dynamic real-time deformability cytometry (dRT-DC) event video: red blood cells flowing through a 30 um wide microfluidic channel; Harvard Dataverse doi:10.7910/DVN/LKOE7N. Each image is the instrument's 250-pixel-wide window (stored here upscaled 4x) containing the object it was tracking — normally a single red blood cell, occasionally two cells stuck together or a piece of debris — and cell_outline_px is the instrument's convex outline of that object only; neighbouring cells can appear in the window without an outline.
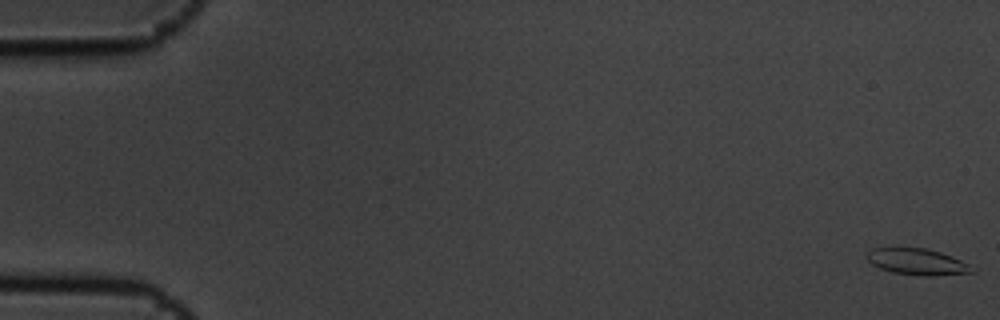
{"species": "common noctule bat (a hibernating species)", "species_latin": "Nyctalus noctula", "temperature_condition": "cold", "stored_images_in_passage": 5, "camera_frame_rate_fps": 3000, "um_per_image_px": 0.085, "animal": {"sex": "male", "body_mass_g": 19.5, "forearm_length_mm": 54.6}, "frame": {"image": 1, "passage_image": 1, "time_ms": 0.0, "image_size_px": [1000, 320], "cell_outline_px": [[976, 272], [932, 276], [924, 276], [892, 272], [880, 268], [872, 264], [864, 256], [872, 248], [928, 248], [952, 256], [976, 268]], "centroid_in_image_um": [77.98, 22.25], "position_along_channel_um": 7.0, "area_um2": 16.18}}